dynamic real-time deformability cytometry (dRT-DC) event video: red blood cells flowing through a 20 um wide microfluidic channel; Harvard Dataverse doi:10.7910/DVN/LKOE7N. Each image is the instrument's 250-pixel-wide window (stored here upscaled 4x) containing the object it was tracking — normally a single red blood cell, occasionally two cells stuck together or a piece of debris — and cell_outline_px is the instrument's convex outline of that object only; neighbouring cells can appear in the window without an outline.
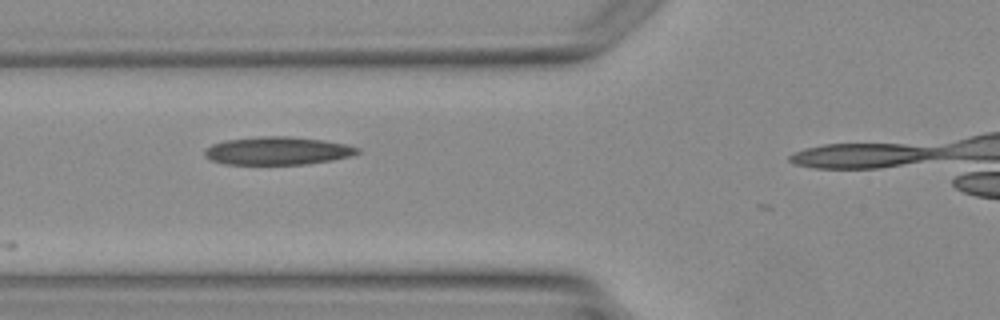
{"species": "Egyptian fruit bat (a non-hibernating species)", "species_latin": "Rousettus aegyptiacus", "temperature_condition": "warm", "stored_images_in_passage": 4, "camera_frame_rate_fps": 3000, "um_per_image_px": 0.085, "animal": {"sex": "female"}, "frame": {"image": 1, "passage_image": 2, "time_ms": 1.333, "image_size_px": [1000, 320], "cell_outline_px": [[360, 152], [352, 156], [332, 160], [304, 164], [224, 164], [208, 160], [204, 156], [204, 148], [212, 144], [224, 140], [264, 136], [292, 136], [324, 140], [348, 144], [360, 148]], "centroid_in_image_um": [23.58, 12.81], "position_along_channel_um": 102.2, "area_um2": 25.26}}